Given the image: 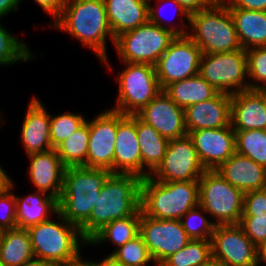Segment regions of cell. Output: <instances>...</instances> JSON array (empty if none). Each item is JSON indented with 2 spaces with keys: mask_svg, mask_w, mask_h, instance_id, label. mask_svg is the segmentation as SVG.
<instances>
[{
  "mask_svg": "<svg viewBox=\"0 0 266 266\" xmlns=\"http://www.w3.org/2000/svg\"><path fill=\"white\" fill-rule=\"evenodd\" d=\"M50 26L66 31L84 47L94 50L106 68H110L106 40L109 36L114 45L115 38L108 22L104 0H66L60 16Z\"/></svg>",
  "mask_w": 266,
  "mask_h": 266,
  "instance_id": "6da1fadb",
  "label": "cell"
},
{
  "mask_svg": "<svg viewBox=\"0 0 266 266\" xmlns=\"http://www.w3.org/2000/svg\"><path fill=\"white\" fill-rule=\"evenodd\" d=\"M142 178L134 174L112 173L101 188L89 219L80 227L87 242L105 225L127 216L141 215Z\"/></svg>",
  "mask_w": 266,
  "mask_h": 266,
  "instance_id": "7a4b0ae2",
  "label": "cell"
},
{
  "mask_svg": "<svg viewBox=\"0 0 266 266\" xmlns=\"http://www.w3.org/2000/svg\"><path fill=\"white\" fill-rule=\"evenodd\" d=\"M111 174V170L103 168L66 167L63 190L58 201L59 213L80 228L89 219L101 188Z\"/></svg>",
  "mask_w": 266,
  "mask_h": 266,
  "instance_id": "3957f363",
  "label": "cell"
},
{
  "mask_svg": "<svg viewBox=\"0 0 266 266\" xmlns=\"http://www.w3.org/2000/svg\"><path fill=\"white\" fill-rule=\"evenodd\" d=\"M141 212L155 219L180 220L199 204L198 181L161 182L142 178Z\"/></svg>",
  "mask_w": 266,
  "mask_h": 266,
  "instance_id": "277c9868",
  "label": "cell"
},
{
  "mask_svg": "<svg viewBox=\"0 0 266 266\" xmlns=\"http://www.w3.org/2000/svg\"><path fill=\"white\" fill-rule=\"evenodd\" d=\"M56 215L59 222L49 219L27 229L34 257L55 266L79 260L80 243L81 246L88 244L79 227L68 222L59 212Z\"/></svg>",
  "mask_w": 266,
  "mask_h": 266,
  "instance_id": "5b68a950",
  "label": "cell"
},
{
  "mask_svg": "<svg viewBox=\"0 0 266 266\" xmlns=\"http://www.w3.org/2000/svg\"><path fill=\"white\" fill-rule=\"evenodd\" d=\"M189 26L192 31L188 36L202 54L233 52L242 48L232 15L222 0L212 7L191 13Z\"/></svg>",
  "mask_w": 266,
  "mask_h": 266,
  "instance_id": "8992f818",
  "label": "cell"
},
{
  "mask_svg": "<svg viewBox=\"0 0 266 266\" xmlns=\"http://www.w3.org/2000/svg\"><path fill=\"white\" fill-rule=\"evenodd\" d=\"M199 182V205L213 216L216 225L239 224L244 193L232 186L216 170H205Z\"/></svg>",
  "mask_w": 266,
  "mask_h": 266,
  "instance_id": "52a82bcc",
  "label": "cell"
},
{
  "mask_svg": "<svg viewBox=\"0 0 266 266\" xmlns=\"http://www.w3.org/2000/svg\"><path fill=\"white\" fill-rule=\"evenodd\" d=\"M119 73L117 105L112 110L124 115H135L163 90L160 87L155 66L148 63L124 62Z\"/></svg>",
  "mask_w": 266,
  "mask_h": 266,
  "instance_id": "ba28073f",
  "label": "cell"
},
{
  "mask_svg": "<svg viewBox=\"0 0 266 266\" xmlns=\"http://www.w3.org/2000/svg\"><path fill=\"white\" fill-rule=\"evenodd\" d=\"M176 36L149 20L115 38L114 46L122 62L155 65Z\"/></svg>",
  "mask_w": 266,
  "mask_h": 266,
  "instance_id": "9c48e42d",
  "label": "cell"
},
{
  "mask_svg": "<svg viewBox=\"0 0 266 266\" xmlns=\"http://www.w3.org/2000/svg\"><path fill=\"white\" fill-rule=\"evenodd\" d=\"M199 74L218 92L228 94L248 90L247 57L244 49L202 54Z\"/></svg>",
  "mask_w": 266,
  "mask_h": 266,
  "instance_id": "30bf717a",
  "label": "cell"
},
{
  "mask_svg": "<svg viewBox=\"0 0 266 266\" xmlns=\"http://www.w3.org/2000/svg\"><path fill=\"white\" fill-rule=\"evenodd\" d=\"M204 171L194 143L187 134L169 140L161 163L149 177L161 182L198 181Z\"/></svg>",
  "mask_w": 266,
  "mask_h": 266,
  "instance_id": "8fae6325",
  "label": "cell"
},
{
  "mask_svg": "<svg viewBox=\"0 0 266 266\" xmlns=\"http://www.w3.org/2000/svg\"><path fill=\"white\" fill-rule=\"evenodd\" d=\"M201 56V49L188 35L176 36L154 65L161 89L199 74Z\"/></svg>",
  "mask_w": 266,
  "mask_h": 266,
  "instance_id": "7c38bea8",
  "label": "cell"
},
{
  "mask_svg": "<svg viewBox=\"0 0 266 266\" xmlns=\"http://www.w3.org/2000/svg\"><path fill=\"white\" fill-rule=\"evenodd\" d=\"M139 235L147 246L155 265L186 246L191 239L180 220L155 219L141 212Z\"/></svg>",
  "mask_w": 266,
  "mask_h": 266,
  "instance_id": "4fadbf2b",
  "label": "cell"
},
{
  "mask_svg": "<svg viewBox=\"0 0 266 266\" xmlns=\"http://www.w3.org/2000/svg\"><path fill=\"white\" fill-rule=\"evenodd\" d=\"M212 258L225 266H259V249L239 224L216 225L211 237Z\"/></svg>",
  "mask_w": 266,
  "mask_h": 266,
  "instance_id": "5bb4252c",
  "label": "cell"
},
{
  "mask_svg": "<svg viewBox=\"0 0 266 266\" xmlns=\"http://www.w3.org/2000/svg\"><path fill=\"white\" fill-rule=\"evenodd\" d=\"M118 112L106 110L89 121V146L86 167L103 168L114 173V152Z\"/></svg>",
  "mask_w": 266,
  "mask_h": 266,
  "instance_id": "9a60e30c",
  "label": "cell"
},
{
  "mask_svg": "<svg viewBox=\"0 0 266 266\" xmlns=\"http://www.w3.org/2000/svg\"><path fill=\"white\" fill-rule=\"evenodd\" d=\"M205 170H217L236 152L232 126L200 129L188 133Z\"/></svg>",
  "mask_w": 266,
  "mask_h": 266,
  "instance_id": "2e32d148",
  "label": "cell"
},
{
  "mask_svg": "<svg viewBox=\"0 0 266 266\" xmlns=\"http://www.w3.org/2000/svg\"><path fill=\"white\" fill-rule=\"evenodd\" d=\"M135 115L168 140L187 135L184 109L176 105L163 91Z\"/></svg>",
  "mask_w": 266,
  "mask_h": 266,
  "instance_id": "e0dca14e",
  "label": "cell"
},
{
  "mask_svg": "<svg viewBox=\"0 0 266 266\" xmlns=\"http://www.w3.org/2000/svg\"><path fill=\"white\" fill-rule=\"evenodd\" d=\"M114 173L134 174L142 178V160L137 136L136 115H124L118 112Z\"/></svg>",
  "mask_w": 266,
  "mask_h": 266,
  "instance_id": "ac0fdd59",
  "label": "cell"
},
{
  "mask_svg": "<svg viewBox=\"0 0 266 266\" xmlns=\"http://www.w3.org/2000/svg\"><path fill=\"white\" fill-rule=\"evenodd\" d=\"M187 134L200 129H217L231 125V94L218 92L213 98L184 109Z\"/></svg>",
  "mask_w": 266,
  "mask_h": 266,
  "instance_id": "d6986e66",
  "label": "cell"
},
{
  "mask_svg": "<svg viewBox=\"0 0 266 266\" xmlns=\"http://www.w3.org/2000/svg\"><path fill=\"white\" fill-rule=\"evenodd\" d=\"M27 156L30 160L28 174L37 191L55 197L59 201L66 166L62 163L56 149Z\"/></svg>",
  "mask_w": 266,
  "mask_h": 266,
  "instance_id": "ffe728a7",
  "label": "cell"
},
{
  "mask_svg": "<svg viewBox=\"0 0 266 266\" xmlns=\"http://www.w3.org/2000/svg\"><path fill=\"white\" fill-rule=\"evenodd\" d=\"M234 131L266 130L265 90L248 89L231 95Z\"/></svg>",
  "mask_w": 266,
  "mask_h": 266,
  "instance_id": "44dd1931",
  "label": "cell"
},
{
  "mask_svg": "<svg viewBox=\"0 0 266 266\" xmlns=\"http://www.w3.org/2000/svg\"><path fill=\"white\" fill-rule=\"evenodd\" d=\"M42 102L33 97L28 104L21 129V141L27 155L52 150L50 117Z\"/></svg>",
  "mask_w": 266,
  "mask_h": 266,
  "instance_id": "7402d4cb",
  "label": "cell"
},
{
  "mask_svg": "<svg viewBox=\"0 0 266 266\" xmlns=\"http://www.w3.org/2000/svg\"><path fill=\"white\" fill-rule=\"evenodd\" d=\"M216 171L243 193L266 188V168L236 152Z\"/></svg>",
  "mask_w": 266,
  "mask_h": 266,
  "instance_id": "603a6c76",
  "label": "cell"
},
{
  "mask_svg": "<svg viewBox=\"0 0 266 266\" xmlns=\"http://www.w3.org/2000/svg\"><path fill=\"white\" fill-rule=\"evenodd\" d=\"M114 38L149 20L148 0H104Z\"/></svg>",
  "mask_w": 266,
  "mask_h": 266,
  "instance_id": "cb8c5ba5",
  "label": "cell"
},
{
  "mask_svg": "<svg viewBox=\"0 0 266 266\" xmlns=\"http://www.w3.org/2000/svg\"><path fill=\"white\" fill-rule=\"evenodd\" d=\"M17 227L28 229L49 220L50 213L59 212L58 200L46 193L35 191L24 198L15 195Z\"/></svg>",
  "mask_w": 266,
  "mask_h": 266,
  "instance_id": "d4e9b609",
  "label": "cell"
},
{
  "mask_svg": "<svg viewBox=\"0 0 266 266\" xmlns=\"http://www.w3.org/2000/svg\"><path fill=\"white\" fill-rule=\"evenodd\" d=\"M239 43L244 50L266 46V11L229 8Z\"/></svg>",
  "mask_w": 266,
  "mask_h": 266,
  "instance_id": "484cf974",
  "label": "cell"
},
{
  "mask_svg": "<svg viewBox=\"0 0 266 266\" xmlns=\"http://www.w3.org/2000/svg\"><path fill=\"white\" fill-rule=\"evenodd\" d=\"M163 92L183 109L189 105L209 100L218 93L200 74L173 82L167 85Z\"/></svg>",
  "mask_w": 266,
  "mask_h": 266,
  "instance_id": "4316f807",
  "label": "cell"
},
{
  "mask_svg": "<svg viewBox=\"0 0 266 266\" xmlns=\"http://www.w3.org/2000/svg\"><path fill=\"white\" fill-rule=\"evenodd\" d=\"M138 143L141 150L142 178L148 177L161 163L169 140L163 137L152 126L136 116ZM145 167L150 172L145 171Z\"/></svg>",
  "mask_w": 266,
  "mask_h": 266,
  "instance_id": "83f0119b",
  "label": "cell"
},
{
  "mask_svg": "<svg viewBox=\"0 0 266 266\" xmlns=\"http://www.w3.org/2000/svg\"><path fill=\"white\" fill-rule=\"evenodd\" d=\"M33 258L27 229L17 227L0 232V261L4 266H21Z\"/></svg>",
  "mask_w": 266,
  "mask_h": 266,
  "instance_id": "f1b7e54d",
  "label": "cell"
},
{
  "mask_svg": "<svg viewBox=\"0 0 266 266\" xmlns=\"http://www.w3.org/2000/svg\"><path fill=\"white\" fill-rule=\"evenodd\" d=\"M140 217L141 215H132L114 220L98 231L88 244L98 245L104 241H111L118 248L123 246L139 235Z\"/></svg>",
  "mask_w": 266,
  "mask_h": 266,
  "instance_id": "f546056e",
  "label": "cell"
},
{
  "mask_svg": "<svg viewBox=\"0 0 266 266\" xmlns=\"http://www.w3.org/2000/svg\"><path fill=\"white\" fill-rule=\"evenodd\" d=\"M89 146V121L62 142L56 151L66 167H86V156Z\"/></svg>",
  "mask_w": 266,
  "mask_h": 266,
  "instance_id": "4dcf8cb0",
  "label": "cell"
},
{
  "mask_svg": "<svg viewBox=\"0 0 266 266\" xmlns=\"http://www.w3.org/2000/svg\"><path fill=\"white\" fill-rule=\"evenodd\" d=\"M236 153L266 168V130L235 131Z\"/></svg>",
  "mask_w": 266,
  "mask_h": 266,
  "instance_id": "1f68e13d",
  "label": "cell"
},
{
  "mask_svg": "<svg viewBox=\"0 0 266 266\" xmlns=\"http://www.w3.org/2000/svg\"><path fill=\"white\" fill-rule=\"evenodd\" d=\"M212 258L211 240H191L169 256L162 266H201Z\"/></svg>",
  "mask_w": 266,
  "mask_h": 266,
  "instance_id": "d6a6232c",
  "label": "cell"
},
{
  "mask_svg": "<svg viewBox=\"0 0 266 266\" xmlns=\"http://www.w3.org/2000/svg\"><path fill=\"white\" fill-rule=\"evenodd\" d=\"M8 31L5 26L0 24V66L32 60L34 55H32L26 43L20 41Z\"/></svg>",
  "mask_w": 266,
  "mask_h": 266,
  "instance_id": "836d02e7",
  "label": "cell"
},
{
  "mask_svg": "<svg viewBox=\"0 0 266 266\" xmlns=\"http://www.w3.org/2000/svg\"><path fill=\"white\" fill-rule=\"evenodd\" d=\"M203 213L207 212L198 204L180 219L183 229L191 240H211L216 224L207 219Z\"/></svg>",
  "mask_w": 266,
  "mask_h": 266,
  "instance_id": "e575fe53",
  "label": "cell"
},
{
  "mask_svg": "<svg viewBox=\"0 0 266 266\" xmlns=\"http://www.w3.org/2000/svg\"><path fill=\"white\" fill-rule=\"evenodd\" d=\"M110 256L127 266H147L149 262H154L140 235L116 248Z\"/></svg>",
  "mask_w": 266,
  "mask_h": 266,
  "instance_id": "d590c367",
  "label": "cell"
},
{
  "mask_svg": "<svg viewBox=\"0 0 266 266\" xmlns=\"http://www.w3.org/2000/svg\"><path fill=\"white\" fill-rule=\"evenodd\" d=\"M86 122L83 115L63 113L50 117V139L52 148L56 149L71 134L78 130Z\"/></svg>",
  "mask_w": 266,
  "mask_h": 266,
  "instance_id": "8d00e7d4",
  "label": "cell"
},
{
  "mask_svg": "<svg viewBox=\"0 0 266 266\" xmlns=\"http://www.w3.org/2000/svg\"><path fill=\"white\" fill-rule=\"evenodd\" d=\"M249 89L266 90V46L245 50Z\"/></svg>",
  "mask_w": 266,
  "mask_h": 266,
  "instance_id": "74e56055",
  "label": "cell"
},
{
  "mask_svg": "<svg viewBox=\"0 0 266 266\" xmlns=\"http://www.w3.org/2000/svg\"><path fill=\"white\" fill-rule=\"evenodd\" d=\"M13 188L14 183L11 180L9 186L0 191V232L17 228L16 200L11 191Z\"/></svg>",
  "mask_w": 266,
  "mask_h": 266,
  "instance_id": "f35d334b",
  "label": "cell"
},
{
  "mask_svg": "<svg viewBox=\"0 0 266 266\" xmlns=\"http://www.w3.org/2000/svg\"><path fill=\"white\" fill-rule=\"evenodd\" d=\"M239 225L258 249L266 243V214L242 216Z\"/></svg>",
  "mask_w": 266,
  "mask_h": 266,
  "instance_id": "ab89813d",
  "label": "cell"
},
{
  "mask_svg": "<svg viewBox=\"0 0 266 266\" xmlns=\"http://www.w3.org/2000/svg\"><path fill=\"white\" fill-rule=\"evenodd\" d=\"M164 1V0H163ZM167 2H170V3H172L173 5H175V6H173V7H177V9H178V12H180L179 13V16L180 15H183V16H185L186 18H187V20H188V24H190V13L182 6V5H180L178 2H176L175 0H167ZM169 3V4H170ZM152 5L150 4V2H149V21L150 22H152V23H154L155 25H158V26H160L161 28H164V29H166V30H168V31H170L171 33H173L175 36H187L188 35V32H187V30L186 29H184V27H174L173 25H170V26H167L169 23L167 22V23H165L166 25H164L163 23L165 22L164 20L162 21L161 19H162V16H163V14H161V12L159 13L158 11H159V9L157 8H153V7H151ZM164 19V18H163Z\"/></svg>",
  "mask_w": 266,
  "mask_h": 266,
  "instance_id": "60d3db41",
  "label": "cell"
},
{
  "mask_svg": "<svg viewBox=\"0 0 266 266\" xmlns=\"http://www.w3.org/2000/svg\"><path fill=\"white\" fill-rule=\"evenodd\" d=\"M266 214V188L244 193L243 215Z\"/></svg>",
  "mask_w": 266,
  "mask_h": 266,
  "instance_id": "b9f144b4",
  "label": "cell"
},
{
  "mask_svg": "<svg viewBox=\"0 0 266 266\" xmlns=\"http://www.w3.org/2000/svg\"><path fill=\"white\" fill-rule=\"evenodd\" d=\"M228 8L266 11V0H222Z\"/></svg>",
  "mask_w": 266,
  "mask_h": 266,
  "instance_id": "7bdbcfd3",
  "label": "cell"
},
{
  "mask_svg": "<svg viewBox=\"0 0 266 266\" xmlns=\"http://www.w3.org/2000/svg\"><path fill=\"white\" fill-rule=\"evenodd\" d=\"M22 0H20L21 2ZM37 4L48 14H50L54 21L60 16L66 0H35Z\"/></svg>",
  "mask_w": 266,
  "mask_h": 266,
  "instance_id": "ee69618b",
  "label": "cell"
},
{
  "mask_svg": "<svg viewBox=\"0 0 266 266\" xmlns=\"http://www.w3.org/2000/svg\"><path fill=\"white\" fill-rule=\"evenodd\" d=\"M190 14L215 5L219 0H175Z\"/></svg>",
  "mask_w": 266,
  "mask_h": 266,
  "instance_id": "f6af8a7d",
  "label": "cell"
},
{
  "mask_svg": "<svg viewBox=\"0 0 266 266\" xmlns=\"http://www.w3.org/2000/svg\"><path fill=\"white\" fill-rule=\"evenodd\" d=\"M20 4V0H0V18L15 11Z\"/></svg>",
  "mask_w": 266,
  "mask_h": 266,
  "instance_id": "bcb514c9",
  "label": "cell"
},
{
  "mask_svg": "<svg viewBox=\"0 0 266 266\" xmlns=\"http://www.w3.org/2000/svg\"><path fill=\"white\" fill-rule=\"evenodd\" d=\"M96 266H127L125 264L117 262L110 255L105 257L102 261L95 262Z\"/></svg>",
  "mask_w": 266,
  "mask_h": 266,
  "instance_id": "7dc6e473",
  "label": "cell"
},
{
  "mask_svg": "<svg viewBox=\"0 0 266 266\" xmlns=\"http://www.w3.org/2000/svg\"><path fill=\"white\" fill-rule=\"evenodd\" d=\"M11 178L6 174L5 170L0 165V191L7 188L10 184Z\"/></svg>",
  "mask_w": 266,
  "mask_h": 266,
  "instance_id": "c3c4849f",
  "label": "cell"
},
{
  "mask_svg": "<svg viewBox=\"0 0 266 266\" xmlns=\"http://www.w3.org/2000/svg\"><path fill=\"white\" fill-rule=\"evenodd\" d=\"M21 266H55V265L34 257L33 259L23 263Z\"/></svg>",
  "mask_w": 266,
  "mask_h": 266,
  "instance_id": "681fc988",
  "label": "cell"
},
{
  "mask_svg": "<svg viewBox=\"0 0 266 266\" xmlns=\"http://www.w3.org/2000/svg\"><path fill=\"white\" fill-rule=\"evenodd\" d=\"M57 266H96V264H95V261H91V260L89 261L88 259L87 261L86 260L84 261L81 257L79 260L75 262L57 265Z\"/></svg>",
  "mask_w": 266,
  "mask_h": 266,
  "instance_id": "f907efd6",
  "label": "cell"
},
{
  "mask_svg": "<svg viewBox=\"0 0 266 266\" xmlns=\"http://www.w3.org/2000/svg\"><path fill=\"white\" fill-rule=\"evenodd\" d=\"M261 262L266 263V243L259 249V263Z\"/></svg>",
  "mask_w": 266,
  "mask_h": 266,
  "instance_id": "816d5d0a",
  "label": "cell"
},
{
  "mask_svg": "<svg viewBox=\"0 0 266 266\" xmlns=\"http://www.w3.org/2000/svg\"><path fill=\"white\" fill-rule=\"evenodd\" d=\"M201 266H225L220 261L211 258L207 263Z\"/></svg>",
  "mask_w": 266,
  "mask_h": 266,
  "instance_id": "f5cc1de1",
  "label": "cell"
}]
</instances>
